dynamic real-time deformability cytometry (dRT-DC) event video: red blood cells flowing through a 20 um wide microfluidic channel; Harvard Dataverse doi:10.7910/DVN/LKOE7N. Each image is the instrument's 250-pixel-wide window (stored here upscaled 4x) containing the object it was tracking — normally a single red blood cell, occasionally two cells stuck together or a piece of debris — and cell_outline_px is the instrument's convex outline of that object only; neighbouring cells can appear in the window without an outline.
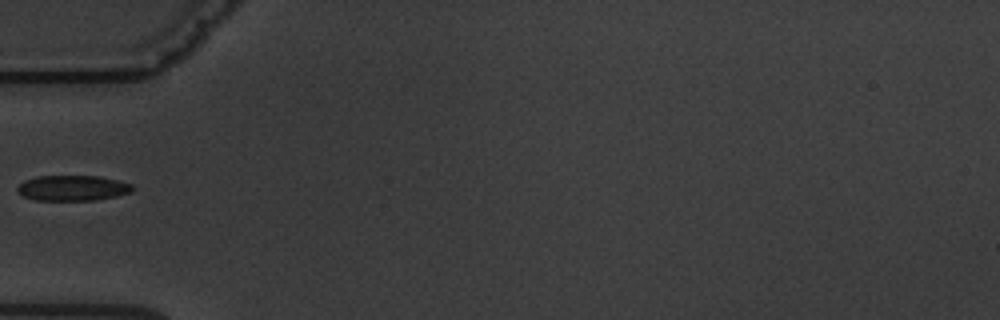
{"species": "common noctule bat (a hibernating species)", "species_latin": "Nyctalus noctula", "temperature_condition": "warm", "stored_images_in_passage": 5, "camera_frame_rate_fps": 3000, "um_per_image_px": 0.085, "animal": {"sex": "male", "body_mass_g": 19.5, "forearm_length_mm": 54.6}, "frame": {"image": 1, "passage_image": 4, "time_ms": 5.333, "image_size_px": [1000, 320], "cell_outline_px": [[136, 188], [132, 192], [116, 196], [92, 200], [32, 200], [24, 196], [16, 188], [24, 180], [36, 176], [100, 176], [132, 184]], "centroid_in_image_um": [6.19, 15.98], "position_along_channel_um": 78.8, "area_um2": 17.05}}
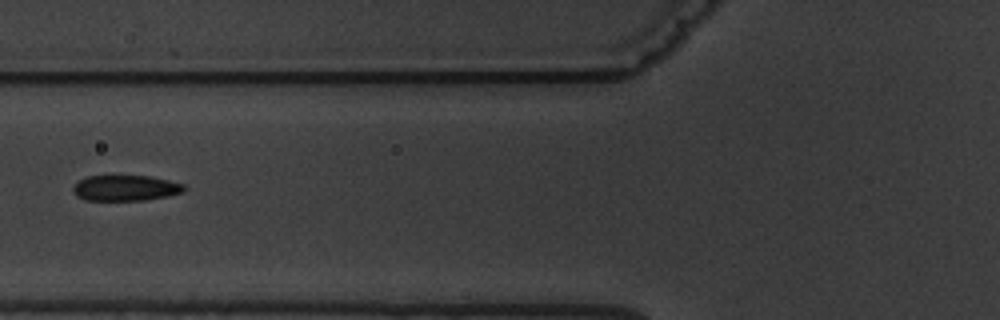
{"frame": {"image": 2, "passage_image": 5, "time_ms": 6.333, "image_size_px": [1000, 320], "cell_outline_px": [[188, 188], [184, 192], [168, 196], [144, 200], [84, 200], [76, 196], [72, 192], [72, 188], [80, 180], [88, 176], [152, 176], [184, 184]], "centroid_in_image_um": [10.7, 15.98], "position_along_channel_um": 115.1, "area_um2": 16.7}}